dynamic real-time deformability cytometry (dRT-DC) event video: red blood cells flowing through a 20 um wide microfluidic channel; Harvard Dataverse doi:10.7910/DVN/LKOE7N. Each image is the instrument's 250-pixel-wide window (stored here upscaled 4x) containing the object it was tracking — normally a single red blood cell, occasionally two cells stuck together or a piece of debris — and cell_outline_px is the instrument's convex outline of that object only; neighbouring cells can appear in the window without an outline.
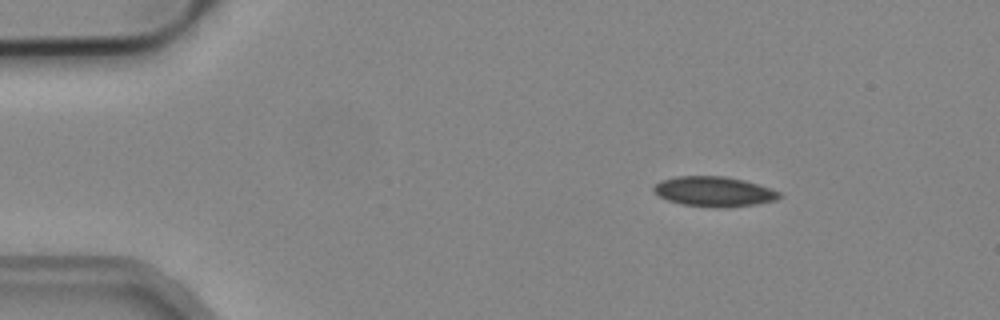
{"species": "common noctule bat (a hibernating species)", "species_latin": "Nyctalus noctula", "temperature_condition": "cold", "stored_images_in_passage": 3, "camera_frame_rate_fps": 3000, "um_per_image_px": 0.085, "animal": {"sex": "male", "body_mass_g": 19.2, "forearm_length_mm": 51.8}, "frame": {"image": 1, "passage_image": 1, "time_ms": 0.0, "image_size_px": [1000, 320], "cell_outline_px": [[784, 196], [776, 200], [756, 204], [724, 208], [716, 208], [684, 204], [668, 200], [660, 196], [652, 188], [660, 180], [676, 176], [724, 176], [744, 180], [772, 188], [780, 192]], "centroid_in_image_um": [60.74, 16.28], "position_along_channel_um": 24.3, "area_um2": 22.02}}